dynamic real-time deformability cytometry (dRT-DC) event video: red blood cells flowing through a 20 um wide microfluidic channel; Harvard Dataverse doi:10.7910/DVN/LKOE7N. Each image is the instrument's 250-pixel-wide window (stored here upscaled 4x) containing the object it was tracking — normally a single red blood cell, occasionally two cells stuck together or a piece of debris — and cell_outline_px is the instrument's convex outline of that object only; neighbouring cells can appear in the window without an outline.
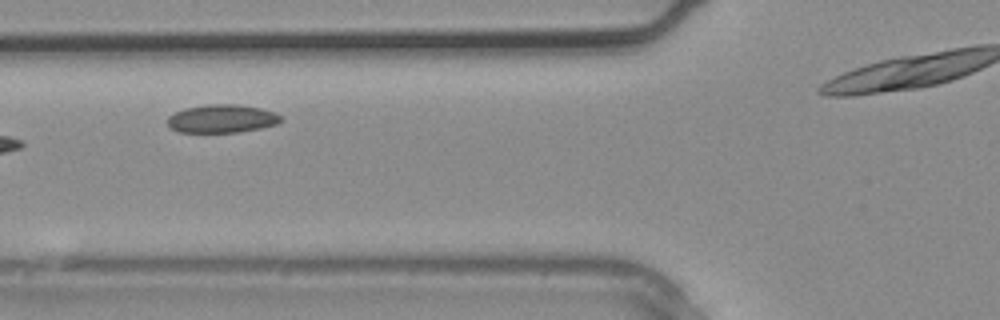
{"species": "common noctule bat (a hibernating species)", "species_latin": "Nyctalus noctula", "temperature_condition": "warm", "stored_images_in_passage": 5, "camera_frame_rate_fps": 3000, "um_per_image_px": 0.085, "animal": {"sex": "male", "body_mass_g": 20.4}, "frame": {"image": 1, "passage_image": 3, "time_ms": 0.667, "image_size_px": [1000, 320], "cell_outline_px": [[284, 120], [276, 124], [260, 128], [240, 132], [180, 132], [172, 128], [168, 124], [168, 116], [184, 108], [208, 104], [236, 104], [260, 108], [276, 112]], "centroid_in_image_um": [18.89, 10.08], "position_along_channel_um": 106.9, "area_um2": 18.61}}